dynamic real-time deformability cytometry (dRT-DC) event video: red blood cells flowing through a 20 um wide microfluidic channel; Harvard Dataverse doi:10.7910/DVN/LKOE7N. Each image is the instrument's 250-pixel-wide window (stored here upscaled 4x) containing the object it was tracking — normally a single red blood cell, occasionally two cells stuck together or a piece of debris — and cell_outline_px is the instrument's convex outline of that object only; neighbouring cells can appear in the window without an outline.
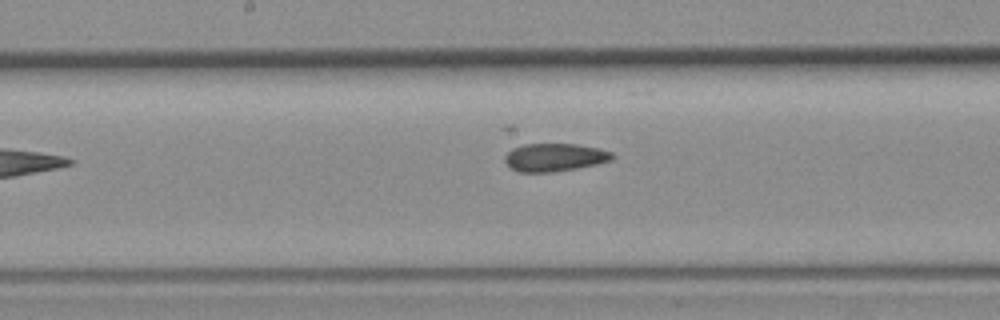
{"species": "common noctule bat (a hibernating species)", "species_latin": "Nyctalus noctula", "temperature_condition": "room temperature", "stored_images_in_passage": 6, "camera_frame_rate_fps": 3000, "um_per_image_px": 0.085, "animal": {"sex": "female", "body_mass_g": 19.3, "forearm_length_mm": 54.1}, "frame": {"image": 1, "passage_image": 6, "time_ms": 1.667, "image_size_px": [1000, 320], "cell_outline_px": [[612, 160], [596, 164], [576, 168], [552, 172], [520, 172], [512, 168], [504, 160], [504, 156], [512, 148], [524, 144], [576, 144], [596, 148], [612, 152]], "centroid_in_image_um": [47.11, 13.37], "position_along_channel_um": 201.1, "area_um2": 17.28}}